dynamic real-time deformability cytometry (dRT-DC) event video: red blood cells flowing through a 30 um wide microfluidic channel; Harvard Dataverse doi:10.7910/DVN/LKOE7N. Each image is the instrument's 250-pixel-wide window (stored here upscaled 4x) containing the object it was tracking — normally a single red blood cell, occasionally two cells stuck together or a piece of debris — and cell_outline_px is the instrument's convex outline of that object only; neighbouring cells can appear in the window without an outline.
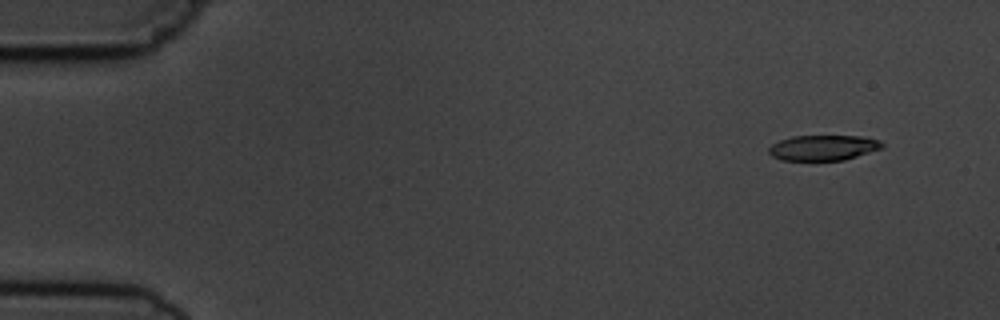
{"species": "common noctule bat (a hibernating species)", "species_latin": "Nyctalus noctula", "temperature_condition": "cold", "stored_images_in_passage": 5, "camera_frame_rate_fps": 3000, "um_per_image_px": 0.085, "animal": {"sex": "male", "body_mass_g": 19.5, "forearm_length_mm": 54.6}, "frame": {"image": 1, "passage_image": 2, "time_ms": 1.0, "image_size_px": [1000, 320], "cell_outline_px": [[884, 148], [844, 160], [780, 160], [772, 156], [768, 152], [768, 148], [772, 144], [780, 140], [792, 136], [864, 136], [880, 140], [884, 144]], "centroid_in_image_um": [70.0, 12.55], "position_along_channel_um": 15.0, "area_um2": 16.88}}
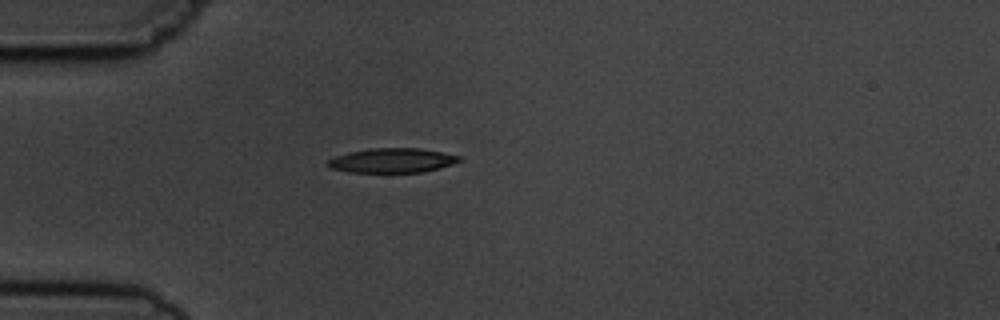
{"frame": {"image": 2, "passage_image": 5, "time_ms": 4.667, "image_size_px": [1000, 320], "cell_outline_px": [[464, 160], [440, 168], [424, 172], [348, 172], [332, 168], [328, 164], [328, 160], [336, 156], [348, 152], [372, 148], [420, 148], [460, 156]], "centroid_in_image_um": [33.38, 13.64], "position_along_channel_um": 51.6, "area_um2": 18.67}}